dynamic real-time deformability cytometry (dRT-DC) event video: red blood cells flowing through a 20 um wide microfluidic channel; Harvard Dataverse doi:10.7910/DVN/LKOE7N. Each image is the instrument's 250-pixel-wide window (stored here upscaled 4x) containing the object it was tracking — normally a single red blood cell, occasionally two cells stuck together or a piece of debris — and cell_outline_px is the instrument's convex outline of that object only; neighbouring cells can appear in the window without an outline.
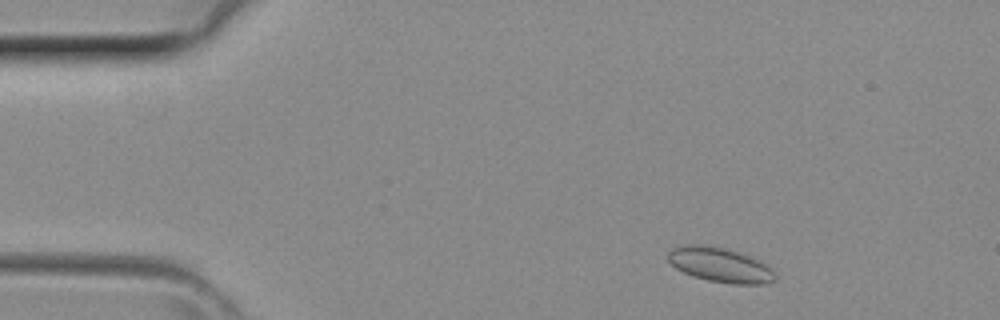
{"species": "common noctule bat (a hibernating species)", "species_latin": "Nyctalus noctula", "temperature_condition": "room temperature", "stored_images_in_passage": 39, "camera_frame_rate_fps": 3000, "um_per_image_px": 0.085, "animal": {"sex": "female", "body_mass_g": 29.2, "forearm_length_mm": 56.3}, "frame": {"image": 1, "passage_image": 3, "time_ms": 0.667, "image_size_px": [1000, 320], "cell_outline_px": [[776, 280], [768, 284], [732, 284], [708, 280], [692, 276], [676, 268], [668, 260], [668, 252], [672, 248], [684, 244], [704, 244], [724, 248], [740, 252], [760, 260], [768, 264], [772, 268], [776, 276]], "centroid_in_image_um": [61.25, 22.51], "position_along_channel_um": 23.8, "area_um2": 21.96}}
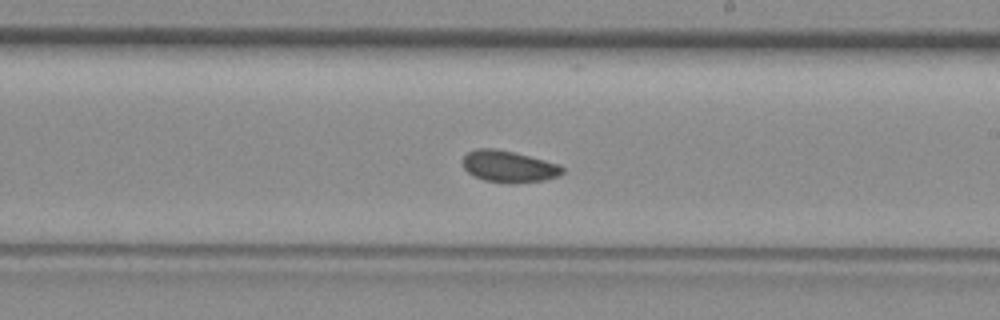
{"frame": {"image": 2, "passage_image": 21, "time_ms": 6.667, "image_size_px": [1000, 320], "cell_outline_px": [[564, 172], [560, 176], [544, 180], [512, 184], [484, 180], [472, 176], [464, 168], [464, 156], [468, 152], [476, 148], [496, 148], [560, 164], [564, 168]], "centroid_in_image_um": [43.26, 14.16], "position_along_channel_um": 245.7, "area_um2": 18.44}}
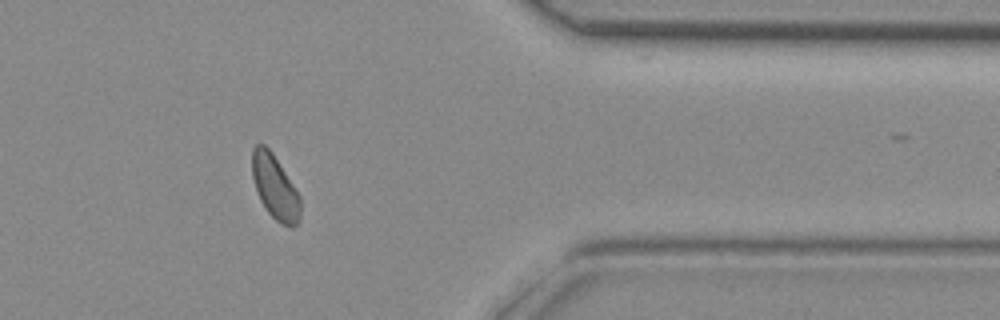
{"frame": {"image": 3, "passage_image": 31, "time_ms": 10.0, "image_size_px": [1000, 320], "cell_outline_px": [[300, 220], [292, 228], [280, 224], [268, 212], [260, 200], [252, 176], [252, 148], [256, 144], [264, 144], [272, 152], [300, 196]], "centroid_in_image_um": [23.37, 15.92], "position_along_channel_um": 388.0, "area_um2": 17.92}}